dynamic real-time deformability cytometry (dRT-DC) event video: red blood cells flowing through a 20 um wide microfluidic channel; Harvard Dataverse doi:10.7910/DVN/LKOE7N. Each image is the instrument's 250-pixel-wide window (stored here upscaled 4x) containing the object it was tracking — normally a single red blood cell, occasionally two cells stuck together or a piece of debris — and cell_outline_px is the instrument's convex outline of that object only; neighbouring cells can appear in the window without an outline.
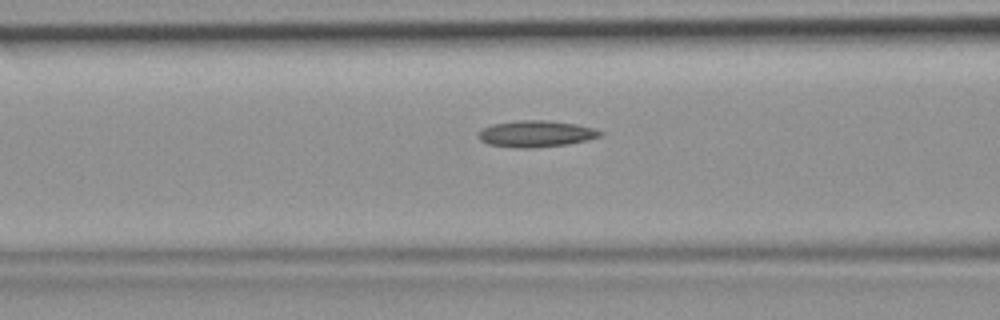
{"species": "common noctule bat (a hibernating species)", "species_latin": "Nyctalus noctula", "temperature_condition": "room temperature", "stored_images_in_passage": 40, "camera_frame_rate_fps": 3000, "um_per_image_px": 0.085, "animal": {"sex": "female", "body_mass_g": 19.9}, "frame": {"image": 1, "passage_image": 18, "time_ms": 5.667, "image_size_px": [1000, 320], "cell_outline_px": [[604, 132], [600, 136], [584, 140], [564, 144], [532, 148], [516, 148], [488, 144], [480, 140], [476, 136], [484, 128], [492, 124], [520, 120], [544, 120], [576, 124], [592, 128]], "centroid_in_image_um": [45.51, 11.37], "position_along_channel_um": 121.1, "area_um2": 18.5}}
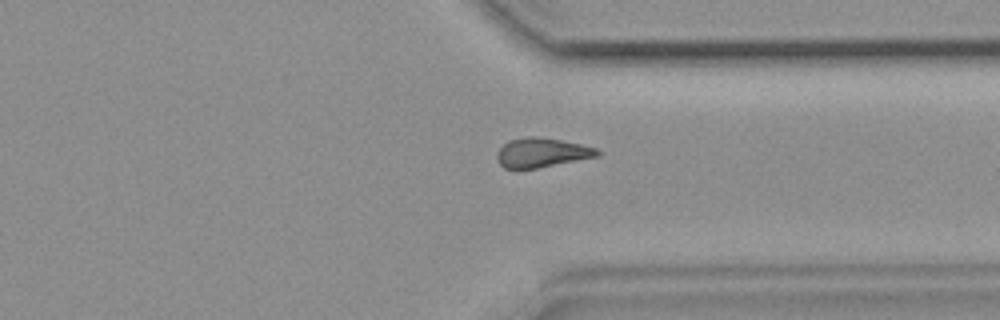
{"frame": {"image": 2, "passage_image": 34, "time_ms": 11.0, "image_size_px": [1000, 320], "cell_outline_px": [[600, 156], [536, 168], [504, 168], [500, 164], [496, 156], [500, 148], [508, 140], [528, 136], [536, 136], [560, 140], [580, 144], [596, 148], [600, 152]], "centroid_in_image_um": [46.05, 12.96], "position_along_channel_um": 365.3, "area_um2": 16.99}}
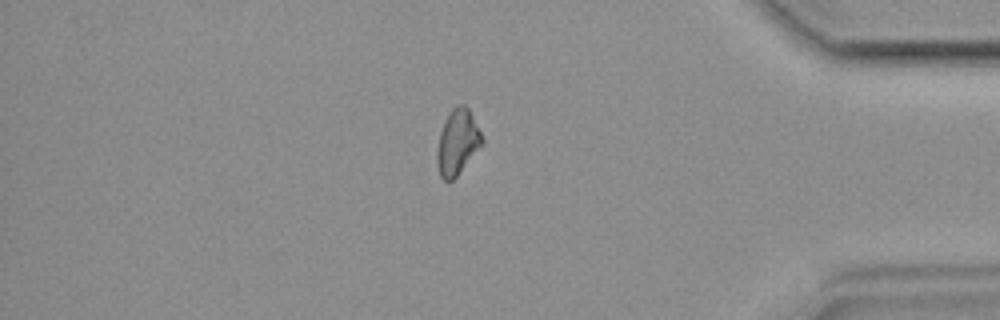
{"frame": {"image": 3, "passage_image": 38, "time_ms": 12.333, "image_size_px": [1000, 320], "cell_outline_px": [[484, 140], [456, 176], [448, 184], [440, 176], [436, 160], [436, 152], [440, 132], [452, 108], [456, 104], [464, 104], [468, 108]], "centroid_in_image_um": [38.85, 12.09], "position_along_channel_um": 396.4, "area_um2": 16.65}}